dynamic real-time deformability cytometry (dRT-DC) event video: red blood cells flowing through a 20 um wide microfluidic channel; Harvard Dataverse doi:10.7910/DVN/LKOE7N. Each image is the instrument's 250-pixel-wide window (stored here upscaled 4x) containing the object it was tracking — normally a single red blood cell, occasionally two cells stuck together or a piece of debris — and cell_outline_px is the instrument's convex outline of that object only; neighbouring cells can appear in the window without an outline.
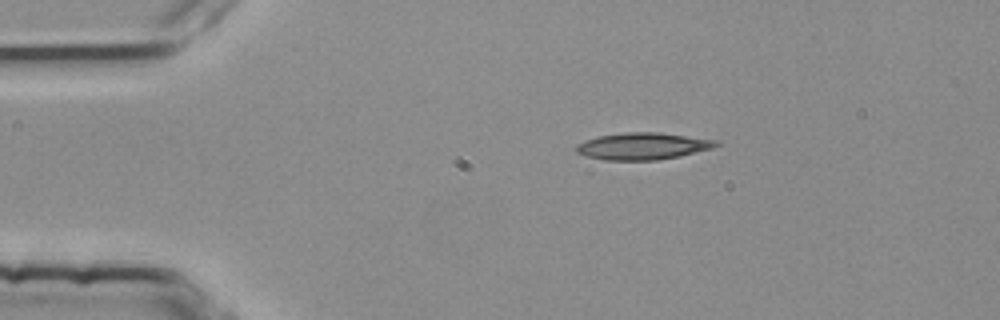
{"species": "common noctule bat (a hibernating species)", "species_latin": "Nyctalus noctula", "temperature_condition": "room temperature", "stored_images_in_passage": 2, "camera_frame_rate_fps": 3000, "um_per_image_px": 0.085, "animal": {"sex": "female", "body_mass_g": 25.1}, "frame": {"image": 1, "passage_image": 1, "time_ms": 0.0, "image_size_px": [1000, 320], "cell_outline_px": [[720, 144], [712, 148], [680, 156], [656, 160], [604, 160], [588, 156], [576, 152], [576, 144], [584, 140], [600, 136], [628, 132], [656, 132], [720, 140]], "centroid_in_image_um": [54.66, 12.42], "position_along_channel_um": 30.3, "area_um2": 21.85}}